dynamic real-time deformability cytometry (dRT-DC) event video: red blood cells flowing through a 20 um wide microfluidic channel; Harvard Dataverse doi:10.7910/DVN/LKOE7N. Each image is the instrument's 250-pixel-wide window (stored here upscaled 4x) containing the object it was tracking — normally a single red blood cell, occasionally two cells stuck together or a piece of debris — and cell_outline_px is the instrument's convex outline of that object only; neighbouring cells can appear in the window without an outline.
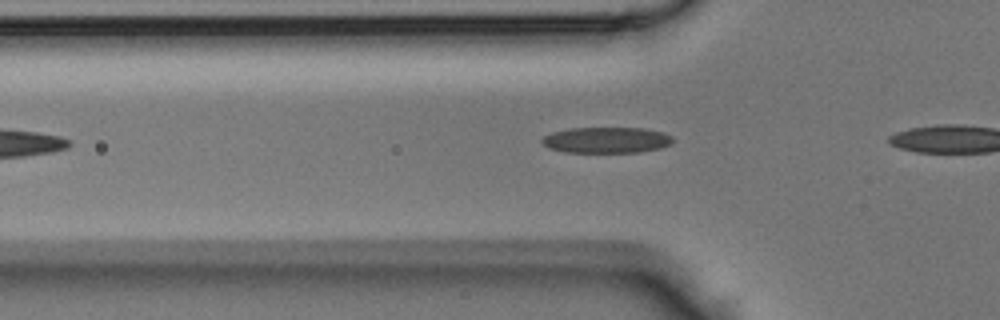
{"species": "Egyptian fruit bat (a non-hibernating species)", "species_latin": "Rousettus aegyptiacus", "temperature_condition": "room temperature", "stored_images_in_passage": 11, "camera_frame_rate_fps": 3000, "um_per_image_px": 0.085, "animal": {"sex": "male"}, "frame": {"image": 1, "passage_image": 7, "time_ms": 2.0, "image_size_px": [1000, 320], "cell_outline_px": [[672, 144], [660, 148], [640, 152], [564, 152], [548, 148], [540, 140], [544, 136], [552, 132], [568, 128], [644, 128], [664, 132], [672, 136]], "centroid_in_image_um": [51.55, 11.9], "position_along_channel_um": 74.2, "area_um2": 19.88}}
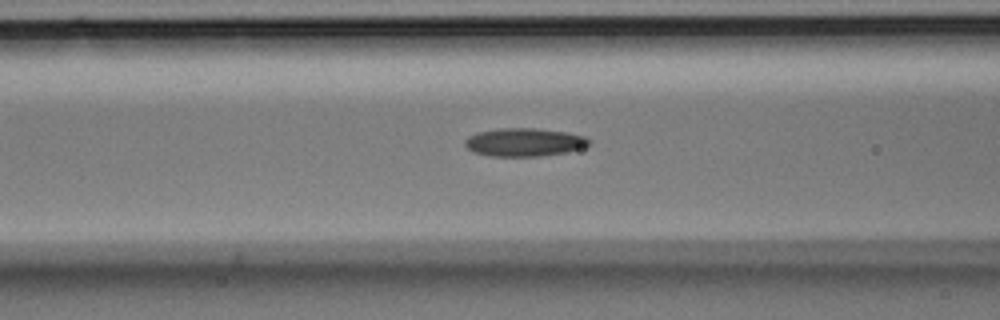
{"frame": {"image": 2, "passage_image": 10, "time_ms": 3.0, "image_size_px": [1000, 320], "cell_outline_px": [[592, 144], [568, 152], [540, 156], [492, 156], [476, 152], [468, 148], [464, 144], [464, 140], [468, 136], [476, 132], [500, 128], [536, 128], [564, 132], [584, 136], [592, 140]], "centroid_in_image_um": [44.58, 12.08], "position_along_channel_um": 122.0, "area_um2": 20.4}}